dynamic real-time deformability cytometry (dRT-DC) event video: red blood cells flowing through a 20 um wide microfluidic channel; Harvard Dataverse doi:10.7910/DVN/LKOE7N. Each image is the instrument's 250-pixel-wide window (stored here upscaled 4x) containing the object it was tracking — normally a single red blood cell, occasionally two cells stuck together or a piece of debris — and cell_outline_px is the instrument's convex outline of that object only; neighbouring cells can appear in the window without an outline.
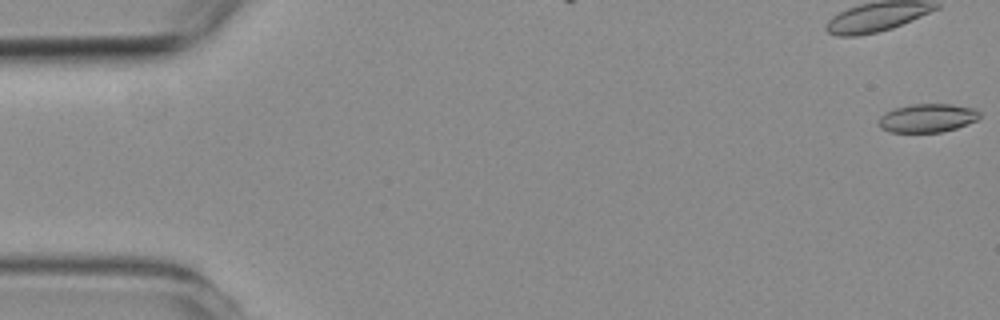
{"species": "common noctule bat (a hibernating species)", "species_latin": "Nyctalus noctula", "temperature_condition": "room temperature", "stored_images_in_passage": 5, "camera_frame_rate_fps": 3000, "um_per_image_px": 0.085, "animal": {"sex": "female", "body_mass_g": 19.3, "forearm_length_mm": 54.1}, "frame": {"image": 1, "passage_image": 1, "time_ms": 0.0, "image_size_px": [1000, 320], "cell_outline_px": [[980, 116], [976, 120], [956, 128], [940, 132], [888, 132], [880, 128], [880, 116], [884, 112], [896, 108], [912, 104], [952, 104], [976, 108], [980, 112]], "centroid_in_image_um": [78.84, 10.03], "position_along_channel_um": 6.2, "area_um2": 16.76}}